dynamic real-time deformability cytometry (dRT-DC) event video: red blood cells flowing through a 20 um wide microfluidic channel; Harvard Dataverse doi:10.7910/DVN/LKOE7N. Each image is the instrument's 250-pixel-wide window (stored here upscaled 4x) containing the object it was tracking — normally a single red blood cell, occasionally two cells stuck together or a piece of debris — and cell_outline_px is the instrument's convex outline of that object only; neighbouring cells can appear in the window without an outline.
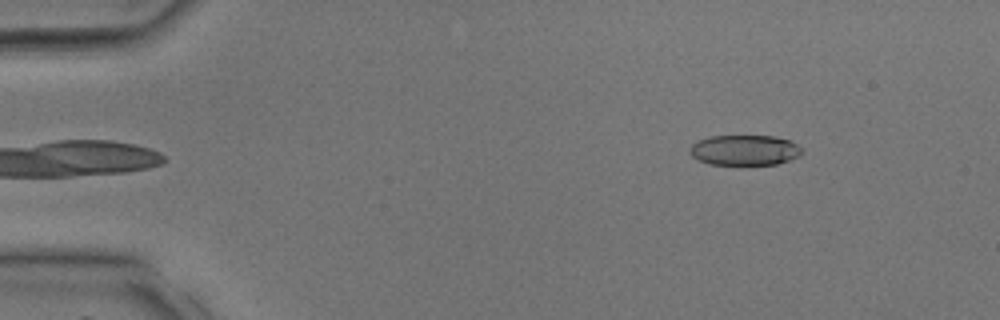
{"species": "common noctule bat (a hibernating species)", "species_latin": "Nyctalus noctula", "temperature_condition": "room temperature", "stored_images_in_passage": 34, "camera_frame_rate_fps": 3000, "um_per_image_px": 0.085, "animal": {"sex": "male", "body_mass_g": 17.9, "forearm_length_mm": 54.2}, "frame": {"image": 1, "passage_image": 1, "time_ms": 0.0, "image_size_px": [1000, 320], "cell_outline_px": [[804, 152], [800, 156], [776, 164], [708, 164], [692, 156], [688, 152], [688, 148], [696, 140], [708, 136], [772, 136], [788, 140], [796, 144]], "centroid_in_image_um": [63.24, 12.75], "position_along_channel_um": 21.8, "area_um2": 19.83}}
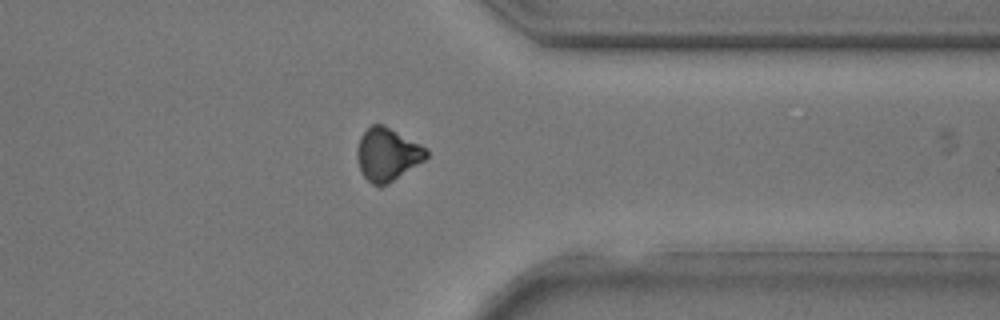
{"frame": {"image": 2, "passage_image": 26, "time_ms": 8.333, "image_size_px": [1000, 320], "cell_outline_px": [[428, 156], [424, 160], [388, 184], [380, 188], [372, 184], [364, 176], [360, 168], [356, 156], [356, 148], [360, 136], [372, 124], [380, 124], [428, 148]], "centroid_in_image_um": [32.9, 13.15], "position_along_channel_um": 378.5, "area_um2": 21.15}}
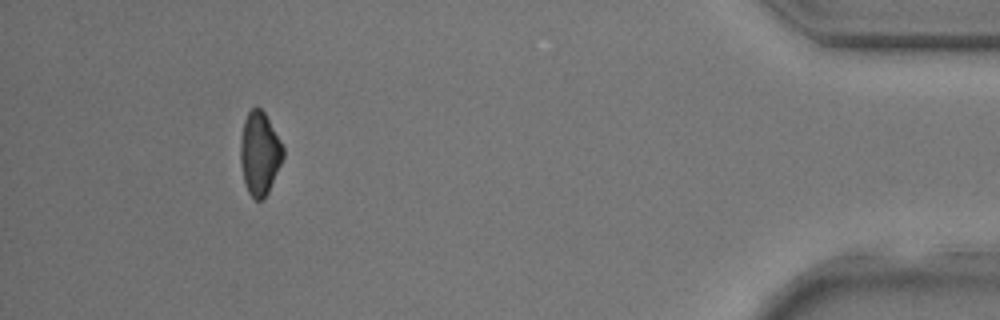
{"frame": {"image": 3, "passage_image": 31, "time_ms": 10.0, "image_size_px": [1000, 320], "cell_outline_px": [[284, 156], [268, 192], [264, 200], [256, 200], [248, 192], [244, 180], [240, 160], [240, 140], [244, 120], [248, 112], [252, 108], [260, 108], [264, 112], [284, 148]], "centroid_in_image_um": [22.06, 13.05], "position_along_channel_um": 413.1, "area_um2": 20.46}}